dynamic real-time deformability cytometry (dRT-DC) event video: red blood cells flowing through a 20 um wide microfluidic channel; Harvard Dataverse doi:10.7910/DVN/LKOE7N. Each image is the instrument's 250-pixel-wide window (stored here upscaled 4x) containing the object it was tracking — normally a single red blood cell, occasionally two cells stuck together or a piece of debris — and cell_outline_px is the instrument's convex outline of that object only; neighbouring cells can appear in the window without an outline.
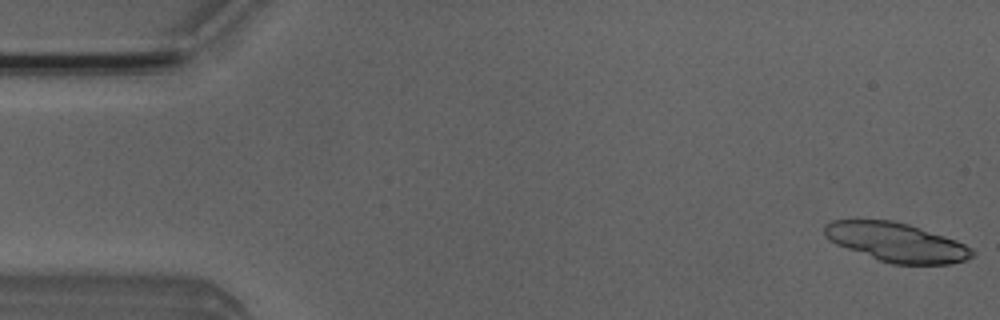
{"species": "Egyptian fruit bat (a non-hibernating species)", "species_latin": "Rousettus aegyptiacus", "temperature_condition": "room temperature", "stored_images_in_passage": 4, "camera_frame_rate_fps": 3000, "um_per_image_px": 0.085, "animal": {"sex": "male"}, "frame": {"image": 1, "passage_image": 1, "time_ms": 0.0, "image_size_px": [1000, 320], "cell_outline_px": [[976, 252], [972, 256], [964, 260], [948, 264], [892, 264], [880, 260], [836, 244], [828, 240], [824, 236], [824, 224], [832, 220], [856, 216], [892, 220], [908, 224], [956, 240], [972, 248]], "centroid_in_image_um": [76.1, 20.53], "position_along_channel_um": 8.9, "area_um2": 34.16}}